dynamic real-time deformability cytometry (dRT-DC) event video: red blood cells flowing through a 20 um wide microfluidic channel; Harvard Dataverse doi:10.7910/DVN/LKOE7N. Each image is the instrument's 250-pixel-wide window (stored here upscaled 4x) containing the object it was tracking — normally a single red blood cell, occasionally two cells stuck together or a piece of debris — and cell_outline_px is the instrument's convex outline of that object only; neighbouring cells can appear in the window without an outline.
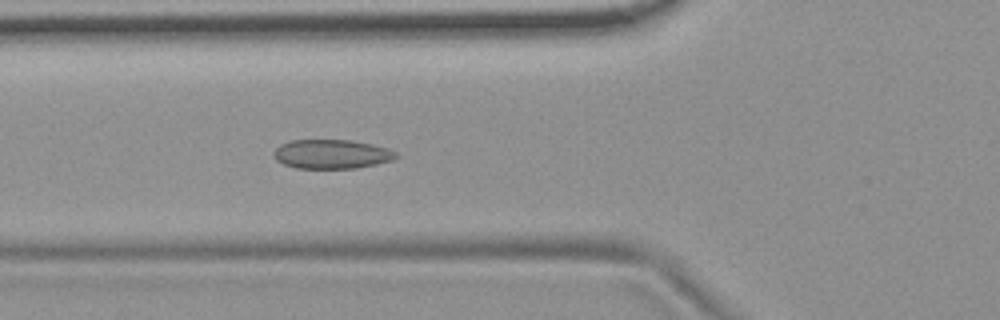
{"species": "common noctule bat (a hibernating species)", "species_latin": "Nyctalus noctula", "temperature_condition": "room temperature", "stored_images_in_passage": 6, "camera_frame_rate_fps": 3000, "um_per_image_px": 0.085, "animal": {"sex": "female", "body_mass_g": 19.9}, "frame": {"image": 1, "passage_image": 6, "time_ms": 1.667, "image_size_px": [1000, 320], "cell_outline_px": [[400, 156], [392, 160], [376, 164], [356, 168], [296, 168], [284, 164], [276, 160], [272, 156], [272, 152], [280, 144], [292, 140], [348, 140], [372, 144], [388, 148], [396, 152]], "centroid_in_image_um": [28.18, 13.1], "position_along_channel_um": 97.6, "area_um2": 20.87}}